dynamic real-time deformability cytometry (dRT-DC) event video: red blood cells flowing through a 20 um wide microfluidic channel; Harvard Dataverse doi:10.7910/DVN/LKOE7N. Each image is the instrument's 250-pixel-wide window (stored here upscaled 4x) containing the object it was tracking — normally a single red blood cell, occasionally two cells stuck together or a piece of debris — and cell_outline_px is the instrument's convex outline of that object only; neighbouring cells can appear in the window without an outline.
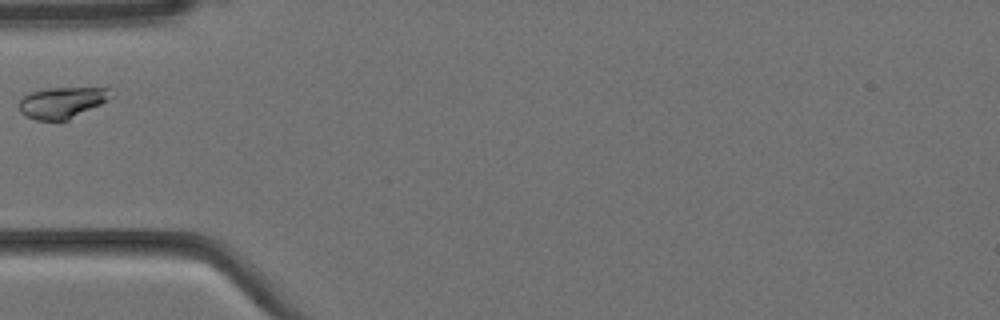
{"species": "Egyptian fruit bat (a non-hibernating species)", "species_latin": "Rousettus aegyptiacus", "temperature_condition": "cold", "stored_images_in_passage": 1, "camera_frame_rate_fps": 3000, "um_per_image_px": 0.085, "animal": {"sex": "female"}, "frame": {"image": 1, "passage_image": 1, "time_ms": 0.0, "image_size_px": [1000, 320], "cell_outline_px": [[116, 96], [68, 120], [36, 120], [24, 116], [20, 112], [20, 100], [24, 96], [32, 92], [44, 88], [112, 88]], "centroid_in_image_um": [5.32, 8.71], "position_along_channel_um": 79.7, "area_um2": 16.76}}